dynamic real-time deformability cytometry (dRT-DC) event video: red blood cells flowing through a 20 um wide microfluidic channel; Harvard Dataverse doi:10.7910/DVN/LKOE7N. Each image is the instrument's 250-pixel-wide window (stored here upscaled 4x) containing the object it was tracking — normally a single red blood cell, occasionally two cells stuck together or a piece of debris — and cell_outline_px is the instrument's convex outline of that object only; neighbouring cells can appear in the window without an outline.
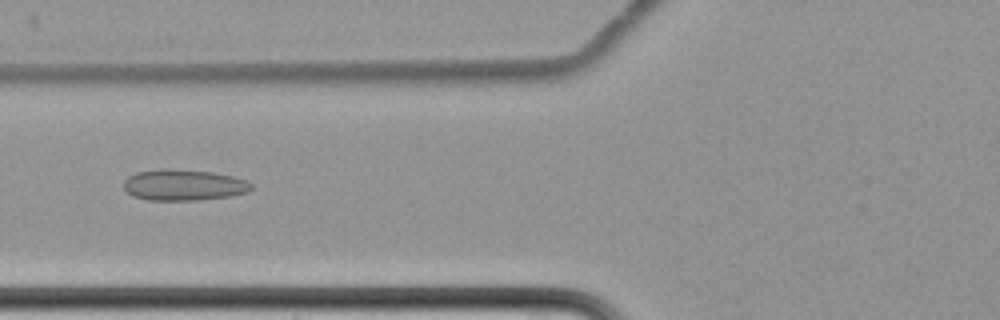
{"species": "common noctule bat (a hibernating species)", "species_latin": "Nyctalus noctula", "temperature_condition": "cold", "stored_images_in_passage": 8, "camera_frame_rate_fps": 3000, "um_per_image_px": 0.085, "animal": {"sex": "female", "body_mass_g": 22.7, "forearm_length_mm": 54.2}, "frame": {"image": 1, "passage_image": 8, "time_ms": 8.667, "image_size_px": [1000, 320], "cell_outline_px": [[252, 188], [248, 192], [232, 196], [196, 200], [148, 200], [132, 196], [124, 188], [124, 180], [128, 176], [136, 172], [160, 168], [168, 168], [212, 172], [232, 176], [248, 180], [252, 184]], "centroid_in_image_um": [15.61, 15.72], "position_along_channel_um": 110.2, "area_um2": 23.35}}